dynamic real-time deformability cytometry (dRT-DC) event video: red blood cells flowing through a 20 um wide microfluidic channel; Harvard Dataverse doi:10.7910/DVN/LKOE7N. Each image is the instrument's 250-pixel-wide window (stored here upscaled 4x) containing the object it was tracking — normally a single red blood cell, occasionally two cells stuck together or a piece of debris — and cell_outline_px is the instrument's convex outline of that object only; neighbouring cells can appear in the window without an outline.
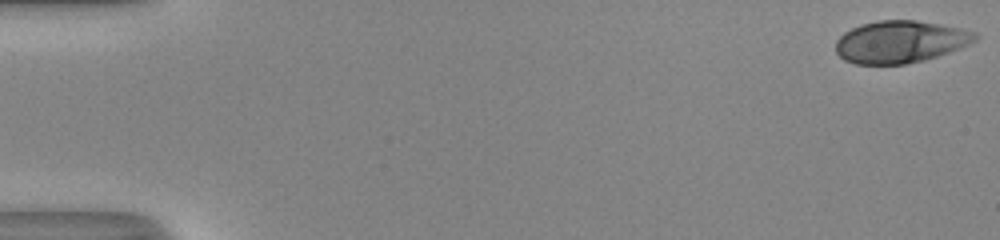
{"species": "human", "species_latin": "Homo sapiens", "temperature_condition": "room temperature", "stored_images_in_passage": 52, "camera_frame_rate_fps": 3000, "um_per_image_px": 0.085, "donor": {"sex": "male"}, "frame": {"image": 1, "passage_image": 1, "time_ms": 0.0, "image_size_px": [1000, 240], "cell_outline_px": [[980, 36], [976, 40], [968, 44], [948, 52], [924, 60], [904, 64], [856, 64], [844, 60], [836, 52], [836, 40], [844, 32], [860, 24], [876, 20], [916, 20], [940, 24], [960, 28], [976, 32]], "centroid_in_image_um": [76.51, 3.54], "position_along_channel_um": 8.5, "area_um2": 34.28}}
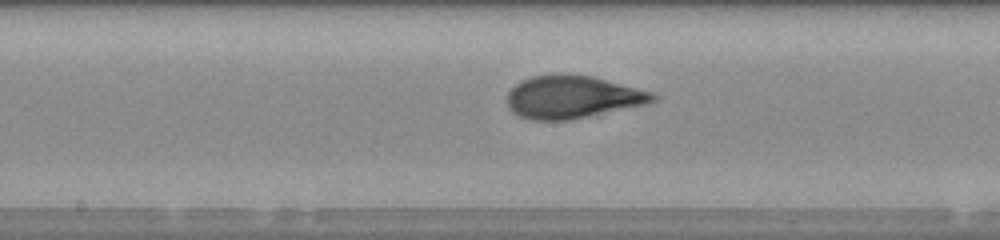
{"frame": {"image": 2, "passage_image": 28, "time_ms": 9.0, "image_size_px": [1000, 240], "cell_outline_px": [[660, 96], [656, 100], [648, 104], [572, 120], [532, 120], [520, 116], [512, 112], [508, 108], [508, 92], [520, 80], [532, 76], [592, 76], [656, 92]], "centroid_in_image_um": [48.73, 8.28], "position_along_channel_um": 199.5, "area_um2": 36.18}}
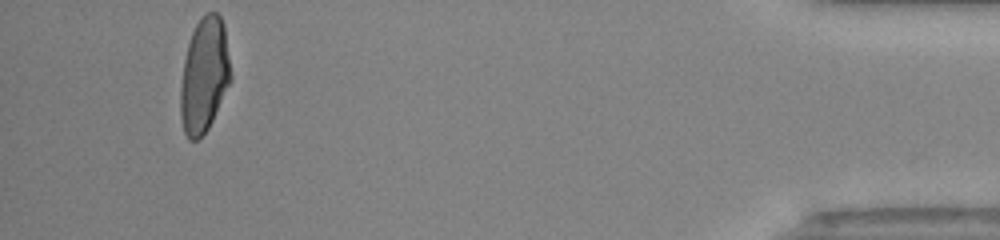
{"frame": {"image": 3, "passage_image": 49, "time_ms": 16.0, "image_size_px": [1000, 240], "cell_outline_px": [[232, 80], [208, 128], [196, 140], [188, 140], [184, 132], [180, 116], [180, 84], [184, 60], [188, 44], [192, 32], [196, 24], [208, 12], [216, 12], [220, 16], [224, 24], [232, 76]], "centroid_in_image_um": [17.36, 6.41], "position_along_channel_um": 417.8, "area_um2": 33.64}, "authors_computed_cell_mechanics": {"area_um2": 34.7667, "velocity_mm_per_s": 4.1276, "shape_relaxation_time_tau1_ms": 5.995, "shape_relaxation_time_tau2_ms": null, "deformation_change_tau1": 0.2493, "deformation_change_tau2": null}}